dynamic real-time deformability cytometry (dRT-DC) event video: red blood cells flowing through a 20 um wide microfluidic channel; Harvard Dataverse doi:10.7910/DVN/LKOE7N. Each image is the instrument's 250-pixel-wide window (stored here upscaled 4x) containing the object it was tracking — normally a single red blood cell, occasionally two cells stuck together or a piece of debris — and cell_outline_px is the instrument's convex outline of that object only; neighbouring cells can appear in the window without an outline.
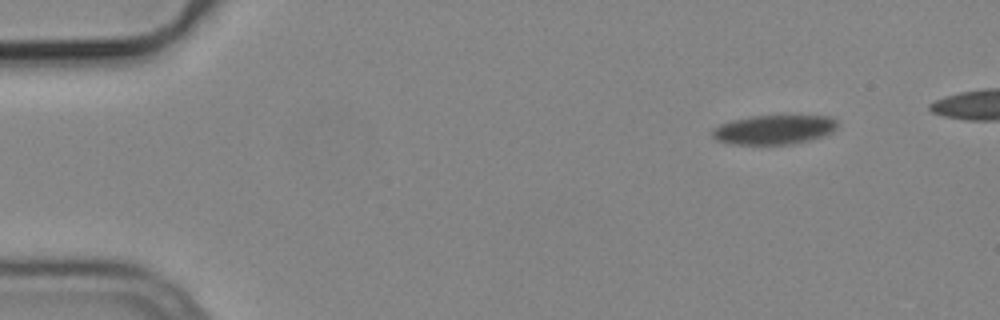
{"species": "common noctule bat (a hibernating species)", "species_latin": "Nyctalus noctula", "temperature_condition": "cold", "stored_images_in_passage": 26, "camera_frame_rate_fps": 3000, "um_per_image_px": 0.085, "animal": {"sex": "male", "body_mass_g": 19.2, "forearm_length_mm": 51.8}, "frame": {"image": 1, "passage_image": 1, "time_ms": 0.0, "image_size_px": [1000, 320], "cell_outline_px": [[836, 128], [832, 132], [824, 136], [792, 144], [732, 144], [716, 140], [712, 136], [712, 128], [720, 124], [732, 120], [752, 116], [832, 116], [836, 120]], "centroid_in_image_um": [65.78, 11.02], "position_along_channel_um": 19.2, "area_um2": 21.33}}
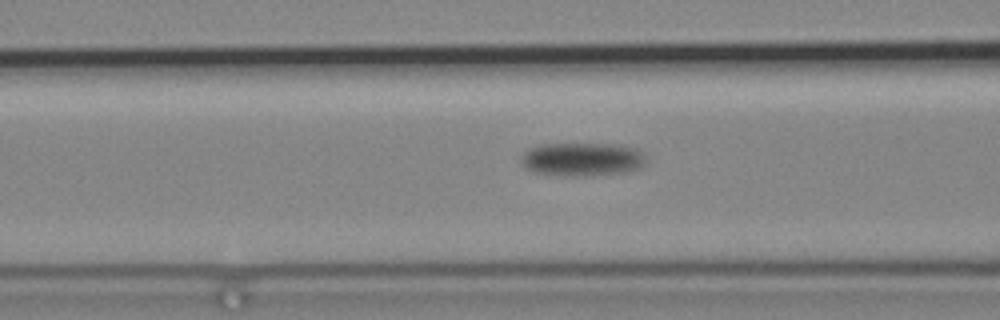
{"frame": {"image": 2, "passage_image": 17, "time_ms": 5.333, "image_size_px": [1000, 320], "cell_outline_px": [[644, 164], [640, 168], [628, 172], [588, 176], [560, 176], [532, 172], [524, 168], [524, 152], [528, 148], [540, 144], [624, 144], [636, 148], [644, 152]], "centroid_in_image_um": [49.53, 13.54], "position_along_channel_um": 117.1, "area_um2": 24.74}}
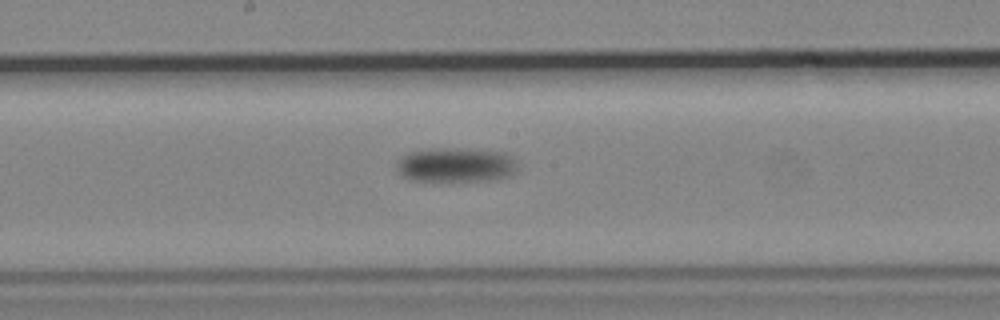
{"frame": {"image": 3, "passage_image": 25, "time_ms": 8.0, "image_size_px": [1000, 320], "cell_outline_px": [[520, 168], [512, 176], [496, 180], [412, 180], [404, 176], [400, 172], [396, 164], [396, 160], [412, 152], [436, 148], [460, 148], [504, 152], [512, 156]], "centroid_in_image_um": [38.85, 14.01], "position_along_channel_um": 209.3, "area_um2": 24.28}}